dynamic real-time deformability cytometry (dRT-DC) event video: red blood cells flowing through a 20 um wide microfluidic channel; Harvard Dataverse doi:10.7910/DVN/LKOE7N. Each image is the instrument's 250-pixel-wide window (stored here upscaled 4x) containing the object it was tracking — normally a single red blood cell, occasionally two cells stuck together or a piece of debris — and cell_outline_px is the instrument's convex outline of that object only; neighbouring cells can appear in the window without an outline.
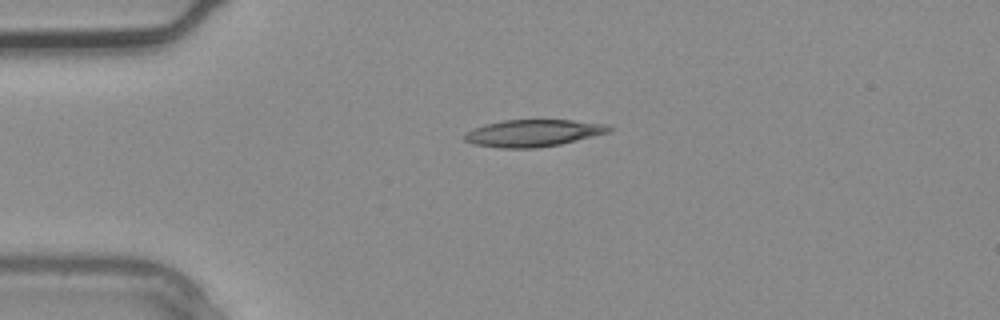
{"species": "common noctule bat (a hibernating species)", "species_latin": "Nyctalus noctula", "temperature_condition": "warm", "stored_images_in_passage": 5, "segment_of_instrument_passage": [2, 2], "camera_frame_rate_fps": 3000, "um_per_image_px": 0.085, "animal": {"sex": "male", "body_mass_g": 20.4}, "frame": {"image": 1, "passage_image": 5, "time_ms": 1.333, "image_size_px": [1000, 320], "cell_outline_px": [[616, 128], [608, 132], [560, 144], [536, 148], [500, 148], [472, 144], [464, 140], [464, 132], [472, 128], [484, 124], [504, 120], [572, 120], [604, 124]], "centroid_in_image_um": [45.26, 11.31], "position_along_channel_um": 39.7, "area_um2": 22.77}}